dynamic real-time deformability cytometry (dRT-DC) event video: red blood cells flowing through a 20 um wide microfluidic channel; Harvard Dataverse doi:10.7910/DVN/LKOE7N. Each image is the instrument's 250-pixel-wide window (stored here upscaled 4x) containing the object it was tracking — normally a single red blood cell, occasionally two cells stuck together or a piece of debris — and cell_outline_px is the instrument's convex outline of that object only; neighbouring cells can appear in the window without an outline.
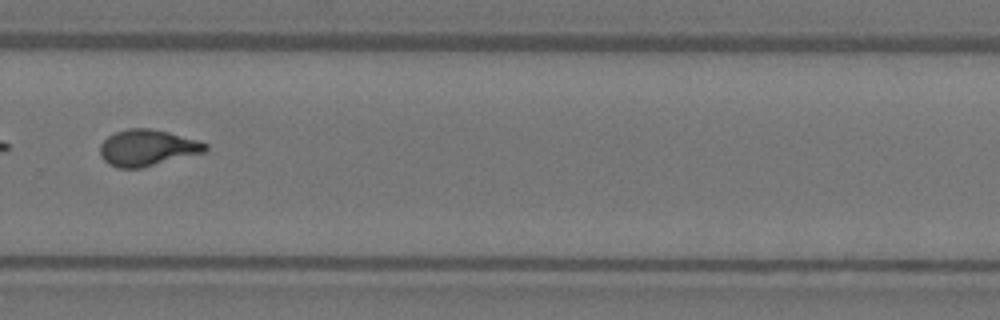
{"species": "Egyptian fruit bat (a non-hibernating species)", "species_latin": "Rousettus aegyptiacus", "temperature_condition": "warm", "stored_images_in_passage": 36, "camera_frame_rate_fps": 3000, "um_per_image_px": 0.085, "animal": {"sex": "female"}, "frame": {"image": 1, "passage_image": 21, "time_ms": 6.667, "image_size_px": [1000, 320], "cell_outline_px": [[208, 148], [204, 152], [140, 168], [116, 168], [108, 164], [100, 156], [100, 144], [108, 136], [116, 132], [128, 128], [148, 128], [168, 132], [196, 140], [208, 144]], "centroid_in_image_um": [12.48, 12.56], "position_along_channel_um": 317.3, "area_um2": 22.08}}